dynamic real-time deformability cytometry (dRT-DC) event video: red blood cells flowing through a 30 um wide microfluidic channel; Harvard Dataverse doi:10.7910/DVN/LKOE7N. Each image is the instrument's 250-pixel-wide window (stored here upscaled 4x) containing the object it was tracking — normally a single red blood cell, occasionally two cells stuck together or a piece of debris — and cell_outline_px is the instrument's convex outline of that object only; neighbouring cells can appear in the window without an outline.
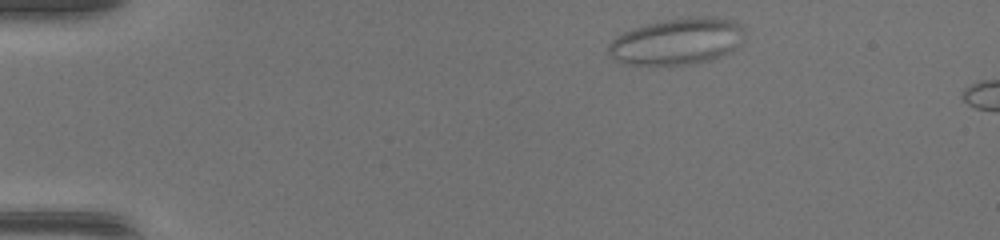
{"species": "common noctule bat (a hibernating species)", "species_latin": "Nyctalus noctula", "temperature_condition": "warm", "stored_images_in_passage": 6, "camera_frame_rate_fps": 3000, "um_per_image_px": 0.085, "animal": {"sex": "female", "body_mass_g": 17.0, "forearm_length_mm": 48.0}, "frame": {"image": 1, "passage_image": 2, "time_ms": 0.333, "image_size_px": [1000, 240], "cell_outline_px": [[744, 36], [732, 52], [708, 60], [688, 64], [620, 64], [608, 52], [608, 44], [616, 36], [624, 32], [648, 24], [664, 20], [696, 16], [716, 16], [732, 20], [740, 24], [744, 32]], "centroid_in_image_um": [57.57, 3.5], "position_along_channel_um": 27.4, "area_um2": 36.65}}